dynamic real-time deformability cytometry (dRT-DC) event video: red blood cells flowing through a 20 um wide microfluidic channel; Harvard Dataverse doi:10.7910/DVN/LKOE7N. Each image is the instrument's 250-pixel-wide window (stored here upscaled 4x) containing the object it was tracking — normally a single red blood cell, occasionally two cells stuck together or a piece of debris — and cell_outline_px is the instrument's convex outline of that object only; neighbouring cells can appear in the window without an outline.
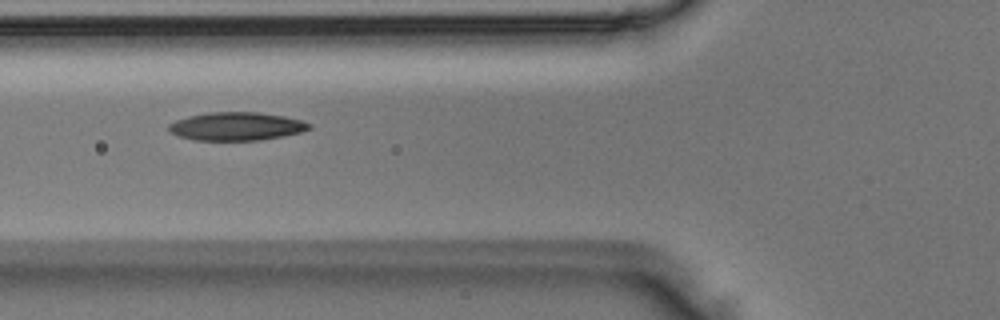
{"species": "Egyptian fruit bat (a non-hibernating species)", "species_latin": "Rousettus aegyptiacus", "temperature_condition": "room temperature", "stored_images_in_passage": 3, "camera_frame_rate_fps": 3000, "um_per_image_px": 0.085, "animal": {"sex": "male"}, "frame": {"image": 1, "passage_image": 2, "time_ms": 0.333, "image_size_px": [1000, 320], "cell_outline_px": [[312, 128], [300, 132], [260, 140], [192, 140], [180, 136], [172, 132], [168, 128], [168, 124], [176, 120], [188, 116], [208, 112], [260, 112], [284, 116], [300, 120], [312, 124]], "centroid_in_image_um": [20.09, 10.73], "position_along_channel_um": 105.7, "area_um2": 23.0}}
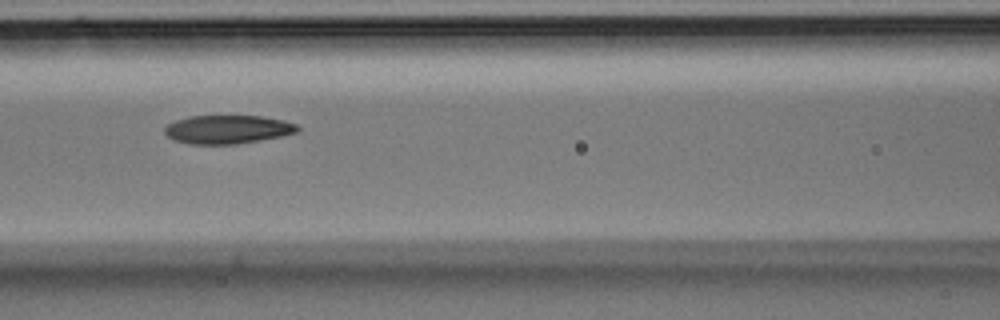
{"frame": {"image": 2, "passage_image": 3, "time_ms": 0.667, "image_size_px": [1000, 320], "cell_outline_px": [[300, 128], [296, 132], [280, 136], [260, 140], [236, 144], [188, 144], [172, 140], [164, 132], [164, 128], [168, 124], [176, 120], [192, 116], [260, 116], [284, 120], [296, 124]], "centroid_in_image_um": [19.32, 11.0], "position_along_channel_um": 147.3, "area_um2": 22.02}}